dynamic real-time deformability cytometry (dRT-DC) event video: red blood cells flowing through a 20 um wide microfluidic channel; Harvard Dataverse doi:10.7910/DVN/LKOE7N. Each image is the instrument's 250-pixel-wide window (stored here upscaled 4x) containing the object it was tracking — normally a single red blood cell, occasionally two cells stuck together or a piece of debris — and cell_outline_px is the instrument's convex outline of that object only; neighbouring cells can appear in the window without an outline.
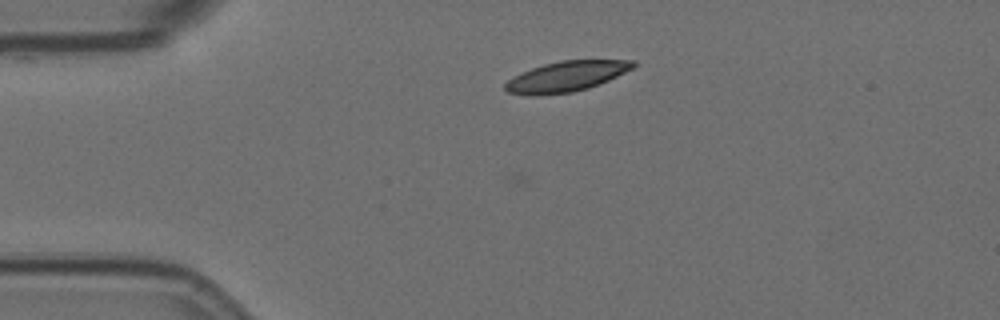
{"species": "Egyptian fruit bat (a non-hibernating species)", "species_latin": "Rousettus aegyptiacus", "temperature_condition": "room temperature", "stored_images_in_passage": 46, "camera_frame_rate_fps": 3000, "um_per_image_px": 0.085, "animal": {"sex": "female"}, "frame": {"image": 1, "passage_image": 1, "time_ms": 0.0, "image_size_px": [1000, 320], "cell_outline_px": [[636, 64], [632, 68], [608, 80], [588, 88], [572, 92], [528, 96], [508, 92], [504, 88], [504, 84], [512, 76], [532, 68], [544, 64], [560, 60], [636, 60]], "centroid_in_image_um": [48.09, 6.49], "position_along_channel_um": 36.9, "area_um2": 22.48}}
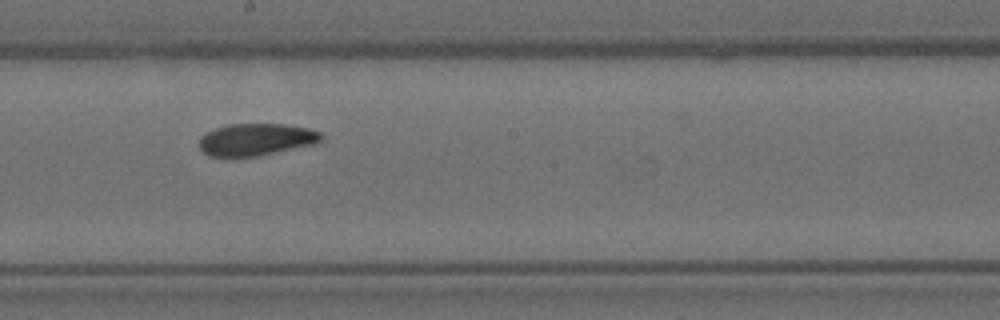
{"frame": {"image": 2, "passage_image": 20, "time_ms": 6.333, "image_size_px": [1000, 320], "cell_outline_px": [[324, 136], [316, 144], [256, 156], [208, 156], [200, 148], [200, 136], [216, 128], [228, 124], [284, 124], [308, 128], [320, 132]], "centroid_in_image_um": [21.79, 11.85], "position_along_channel_um": 226.4, "area_um2": 22.66}}
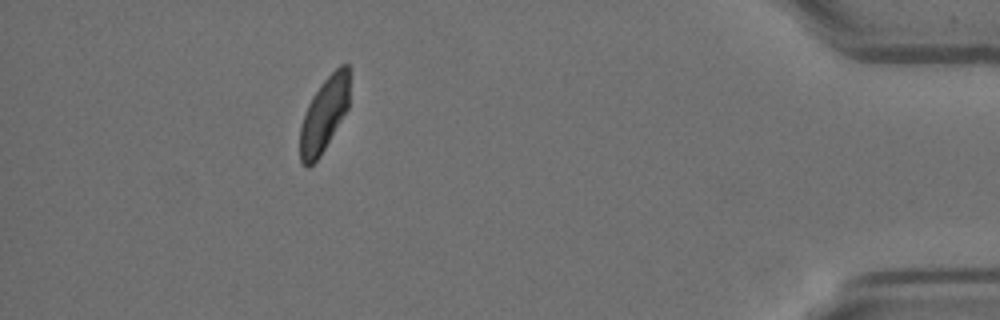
{"frame": {"image": 3, "passage_image": 40, "time_ms": 13.0, "image_size_px": [1000, 320], "cell_outline_px": [[348, 108], [320, 156], [308, 168], [300, 160], [300, 128], [308, 104], [312, 96], [320, 84], [340, 64], [348, 64]], "centroid_in_image_um": [27.53, 9.74], "position_along_channel_um": 407.7, "area_um2": 21.04}, "authors_computed_cell_mechanics": {"area_um2": 23.0622, "velocity_mm_per_s": 3.5429, "shape_relaxation_time_tau1_ms": 5.4044, "shape_relaxation_time_tau2_ms": 4.3712, "deformation_change_tau1": 0.1296, "deformation_change_tau2": 0.09}}